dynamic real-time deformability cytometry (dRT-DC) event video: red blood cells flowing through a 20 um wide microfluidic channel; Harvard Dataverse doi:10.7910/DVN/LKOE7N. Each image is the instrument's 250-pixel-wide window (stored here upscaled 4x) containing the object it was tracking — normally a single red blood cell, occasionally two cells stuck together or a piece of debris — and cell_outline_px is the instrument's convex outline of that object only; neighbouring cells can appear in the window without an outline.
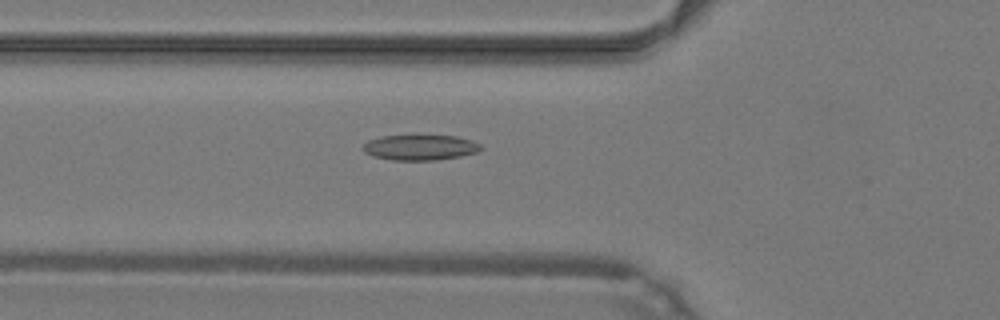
{"species": "common noctule bat (a hibernating species)", "species_latin": "Nyctalus noctula", "temperature_condition": "warm", "stored_images_in_passage": 39, "camera_frame_rate_fps": 3000, "um_per_image_px": 0.085, "animal": {"sex": "male", "body_mass_g": 19.2, "forearm_length_mm": 51.8}, "frame": {"image": 1, "passage_image": 10, "time_ms": 3.0, "image_size_px": [1000, 320], "cell_outline_px": [[484, 148], [476, 152], [460, 156], [436, 160], [392, 160], [372, 156], [364, 152], [364, 144], [368, 140], [380, 136], [416, 132], [456, 136], [472, 140], [480, 144]], "centroid_in_image_um": [35.7, 12.47], "position_along_channel_um": 90.1, "area_um2": 18.44}}
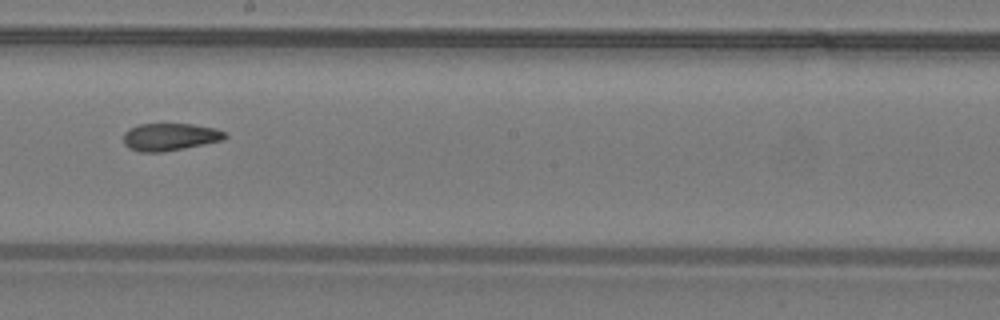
{"frame": {"image": 2, "passage_image": 20, "time_ms": 6.333, "image_size_px": [1000, 320], "cell_outline_px": [[228, 136], [224, 140], [184, 148], [160, 152], [140, 152], [128, 148], [124, 144], [124, 132], [128, 128], [140, 124], [192, 124], [216, 128], [224, 132]], "centroid_in_image_um": [14.43, 11.63], "position_along_channel_um": 233.8, "area_um2": 16.3}}
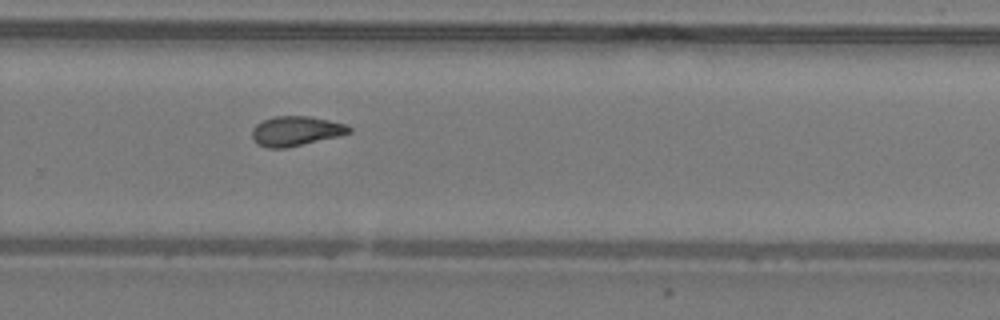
{"frame": {"image": 3, "passage_image": 25, "time_ms": 8.0, "image_size_px": [1000, 320], "cell_outline_px": [[352, 132], [340, 136], [288, 148], [268, 148], [256, 144], [252, 140], [252, 128], [256, 124], [272, 116], [308, 116], [328, 120], [344, 124], [352, 128]], "centroid_in_image_um": [25.13, 11.15], "position_along_channel_um": 304.7, "area_um2": 16.99}, "authors_computed_cell_mechanics": {"area_um2": 16.762, "velocity_mm_per_s": 4.2994, "shape_relaxation_time_tau1_ms": null, "shape_relaxation_time_tau2_ms": 3.5179, "deformation_change_tau1": null, "deformation_change_tau2": 0.1107}}